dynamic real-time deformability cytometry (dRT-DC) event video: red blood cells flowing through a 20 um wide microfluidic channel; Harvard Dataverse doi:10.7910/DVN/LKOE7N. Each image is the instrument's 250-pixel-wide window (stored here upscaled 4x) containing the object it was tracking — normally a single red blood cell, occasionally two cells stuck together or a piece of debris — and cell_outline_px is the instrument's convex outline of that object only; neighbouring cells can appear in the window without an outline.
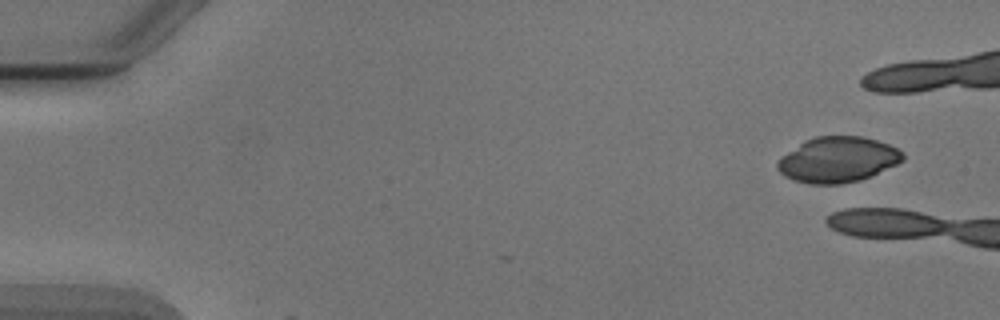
{"species": "Egyptian fruit bat (a non-hibernating species)", "species_latin": "Rousettus aegyptiacus", "temperature_condition": "cold", "stored_images_in_passage": 2, "camera_frame_rate_fps": 3000, "um_per_image_px": 0.085, "animal": {"sex": "male"}, "frame": {"image": 1, "passage_image": 1, "time_ms": 0.0, "image_size_px": [1000, 320], "cell_outline_px": [[904, 160], [896, 164], [860, 180], [840, 184], [812, 184], [796, 180], [784, 176], [776, 168], [776, 164], [780, 156], [804, 140], [816, 136], [860, 136], [876, 140], [888, 144], [904, 152]], "centroid_in_image_um": [71.17, 13.56], "position_along_channel_um": 13.8, "area_um2": 33.18}}